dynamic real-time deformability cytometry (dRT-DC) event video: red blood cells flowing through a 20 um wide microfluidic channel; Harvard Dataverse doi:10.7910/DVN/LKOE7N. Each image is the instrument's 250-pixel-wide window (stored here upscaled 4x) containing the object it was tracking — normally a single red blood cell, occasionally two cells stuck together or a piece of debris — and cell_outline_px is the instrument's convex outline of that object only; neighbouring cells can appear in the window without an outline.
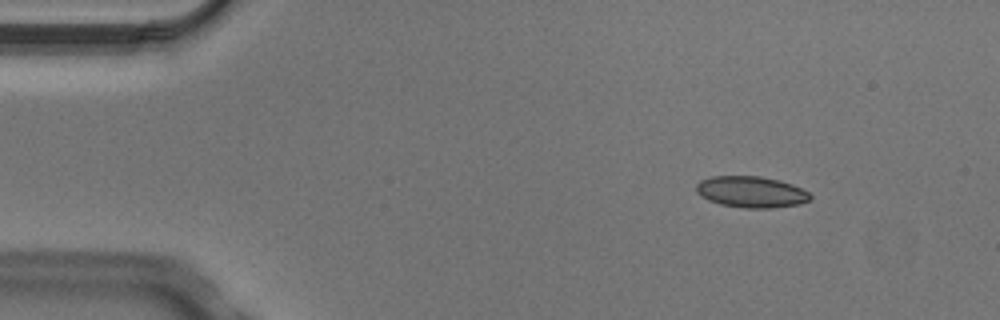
{"species": "Egyptian fruit bat (a non-hibernating species)", "species_latin": "Rousettus aegyptiacus", "temperature_condition": "cold", "stored_images_in_passage": 9, "camera_frame_rate_fps": 3000, "um_per_image_px": 0.085, "animal": {"sex": "male"}, "frame": {"image": 1, "passage_image": 2, "time_ms": 0.333, "image_size_px": [1000, 320], "cell_outline_px": [[812, 200], [800, 204], [772, 208], [744, 208], [720, 204], [708, 200], [700, 196], [696, 192], [696, 184], [700, 180], [712, 176], [760, 176], [780, 180], [792, 184], [808, 192], [812, 196]], "centroid_in_image_um": [63.85, 16.31], "position_along_channel_um": 21.1, "area_um2": 20.98}}
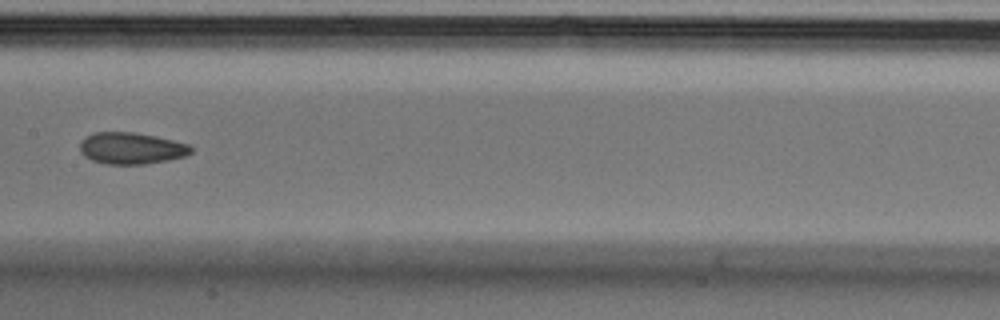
{"frame": {"image": 2, "passage_image": 7, "time_ms": 2.0, "image_size_px": [1000, 320], "cell_outline_px": [[192, 152], [184, 156], [168, 160], [144, 164], [104, 164], [92, 160], [84, 156], [80, 152], [80, 144], [88, 136], [96, 132], [136, 132], [156, 136], [188, 144], [192, 148]], "centroid_in_image_um": [11.16, 12.61], "position_along_channel_um": 196.2, "area_um2": 20.35}}
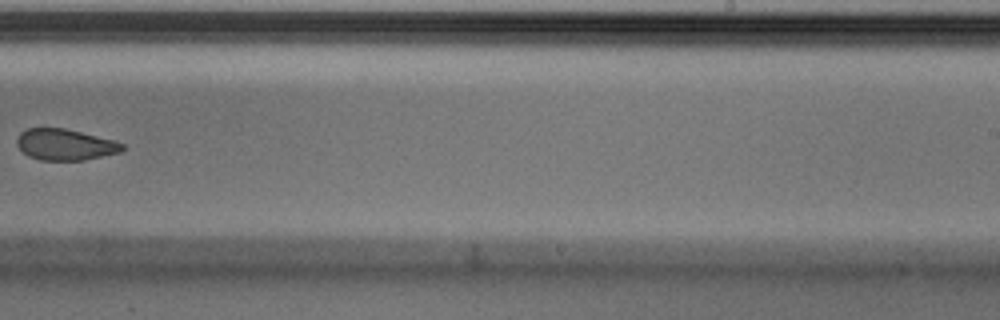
{"frame": {"image": 3, "passage_image": 9, "time_ms": 2.667, "image_size_px": [1000, 320], "cell_outline_px": [[124, 148], [120, 152], [84, 160], [40, 160], [28, 156], [16, 144], [16, 140], [20, 132], [28, 128], [64, 128], [112, 140], [124, 144]], "centroid_in_image_um": [5.5, 12.29], "position_along_channel_um": 283.5, "area_um2": 18.96}}